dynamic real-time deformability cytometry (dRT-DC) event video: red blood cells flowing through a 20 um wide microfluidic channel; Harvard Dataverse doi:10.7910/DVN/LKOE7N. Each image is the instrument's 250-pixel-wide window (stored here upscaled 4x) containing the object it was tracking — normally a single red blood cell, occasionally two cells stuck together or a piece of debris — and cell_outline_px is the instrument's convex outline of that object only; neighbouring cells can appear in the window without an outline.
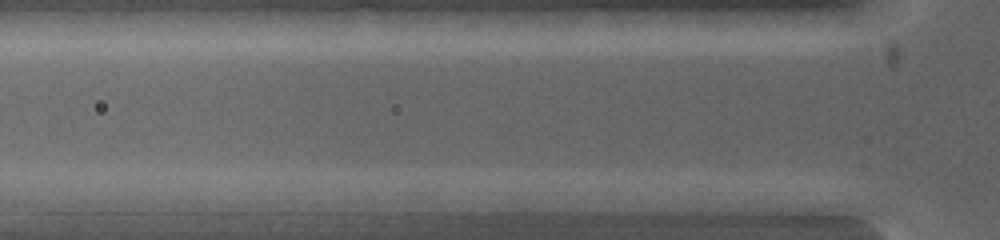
{"species": "common noctule bat (a hibernating species)", "species_latin": "Nyctalus noctula", "temperature_condition": "warm", "stored_images_in_passage": 4, "camera_frame_rate_fps": 5000, "um_per_image_px": 0.085, "animal": {"sex": "female", "body_mass_g": 19.0, "forearm_length_mm": 53.3}, "frame": {"image": 1, "passage_image": 4, "time_ms": 1.0, "image_size_px": [1000, 240], "cell_outline_px": [[604, 200], [564, 212], [496, 212], [496, 200], [544, 192], [576, 192]], "centroid_in_image_um": [46.36, 17.21], "position_along_channel_um": 79.4, "area_um2": 11.68}}